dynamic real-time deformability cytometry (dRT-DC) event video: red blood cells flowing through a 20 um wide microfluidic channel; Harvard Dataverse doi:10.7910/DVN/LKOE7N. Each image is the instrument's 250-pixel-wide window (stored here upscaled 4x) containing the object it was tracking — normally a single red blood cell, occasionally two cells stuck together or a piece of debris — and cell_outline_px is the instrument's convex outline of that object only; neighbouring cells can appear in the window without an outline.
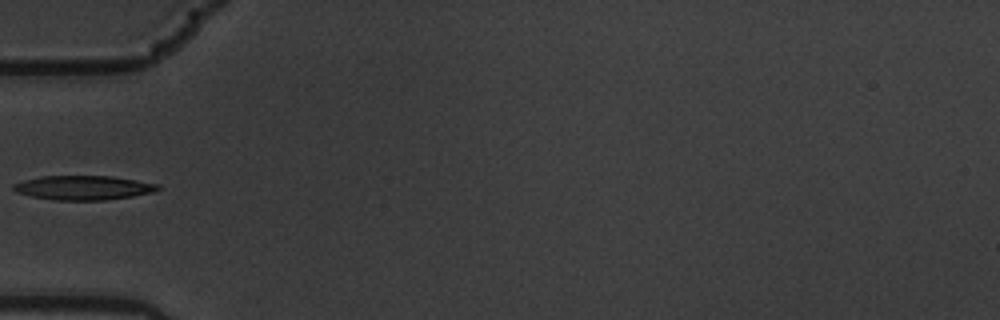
{"species": "common noctule bat (a hibernating species)", "species_latin": "Nyctalus noctula", "temperature_condition": "warm", "stored_images_in_passage": 38, "camera_frame_rate_fps": 3000, "um_per_image_px": 0.085, "animal": {"sex": "male", "body_mass_g": 19.5, "forearm_length_mm": 54.6}, "frame": {"image": 1, "passage_image": 1, "time_ms": 0.0, "image_size_px": [1000, 320], "cell_outline_px": [[160, 188], [152, 192], [132, 196], [104, 200], [52, 200], [32, 196], [16, 192], [12, 188], [12, 184], [24, 180], [40, 176], [112, 176], [160, 184]], "centroid_in_image_um": [7.07, 15.95], "position_along_channel_um": 77.9, "area_um2": 20.4}}
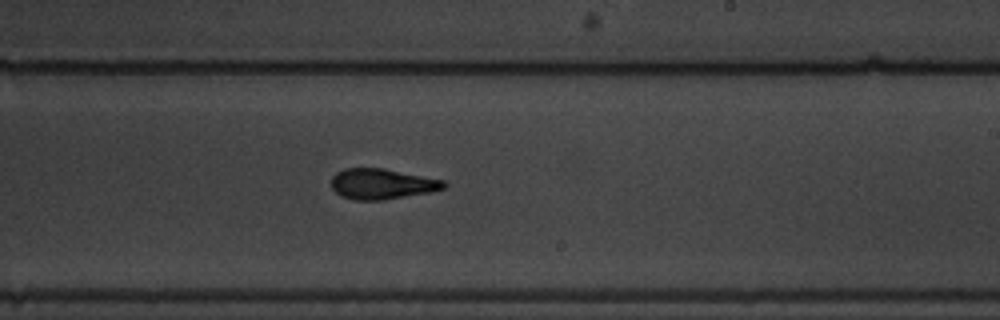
{"frame": {"image": 2, "passage_image": 16, "time_ms": 5.0, "image_size_px": [1000, 320], "cell_outline_px": [[448, 184], [444, 188], [428, 192], [384, 200], [352, 200], [340, 196], [332, 188], [332, 176], [336, 172], [344, 168], [384, 168], [444, 180]], "centroid_in_image_um": [32.44, 15.63], "position_along_channel_um": 256.6, "area_um2": 20.06}}
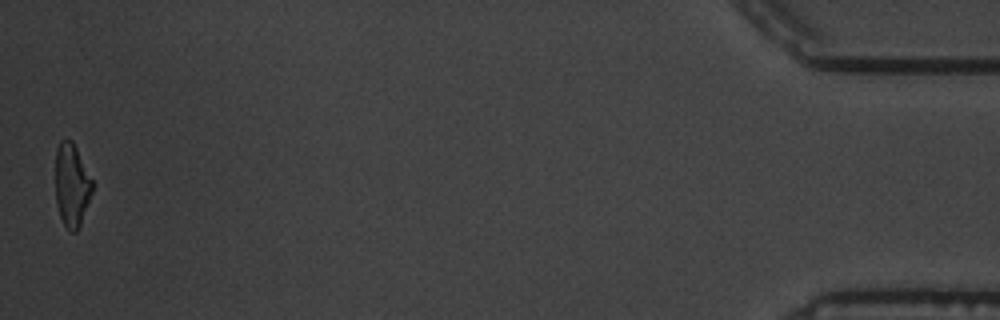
{"frame": {"image": 3, "passage_image": 38, "time_ms": 12.333, "image_size_px": [1000, 320], "cell_outline_px": [[92, 192], [80, 224], [76, 232], [68, 232], [60, 216], [56, 204], [56, 148], [60, 140], [72, 140], [92, 180]], "centroid_in_image_um": [6.08, 15.74], "position_along_channel_um": 429.1, "area_um2": 17.63}}